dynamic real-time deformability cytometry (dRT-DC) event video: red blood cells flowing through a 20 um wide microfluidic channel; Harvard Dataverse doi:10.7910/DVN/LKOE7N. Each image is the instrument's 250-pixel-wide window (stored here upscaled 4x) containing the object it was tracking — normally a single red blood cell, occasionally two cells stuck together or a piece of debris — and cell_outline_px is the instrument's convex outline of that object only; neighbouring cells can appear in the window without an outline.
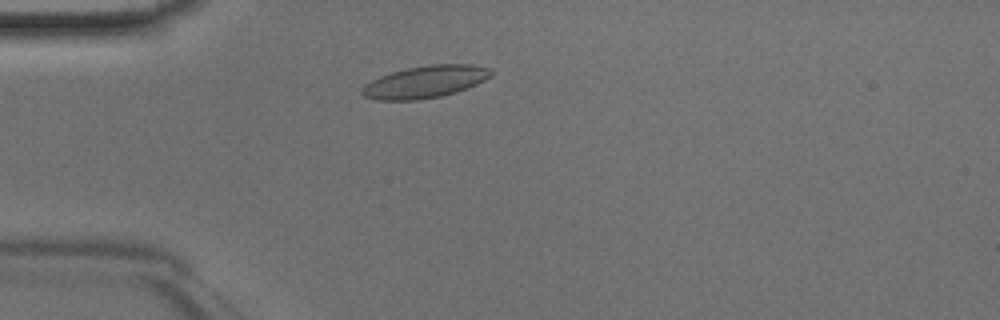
{"species": "Egyptian fruit bat (a non-hibernating species)", "species_latin": "Rousettus aegyptiacus", "temperature_condition": "room temperature", "stored_images_in_passage": 41, "camera_frame_rate_fps": 3000, "um_per_image_px": 0.085, "animal": {"sex": "male"}, "frame": {"image": 1, "passage_image": 7, "time_ms": 2.0, "image_size_px": [1000, 320], "cell_outline_px": [[492, 76], [476, 84], [456, 92], [440, 96], [416, 100], [376, 100], [364, 96], [360, 92], [360, 88], [364, 84], [380, 76], [392, 72], [408, 68], [432, 64], [472, 64], [488, 68], [492, 72]], "centroid_in_image_um": [36.11, 6.96], "position_along_channel_um": 48.9, "area_um2": 24.1}}
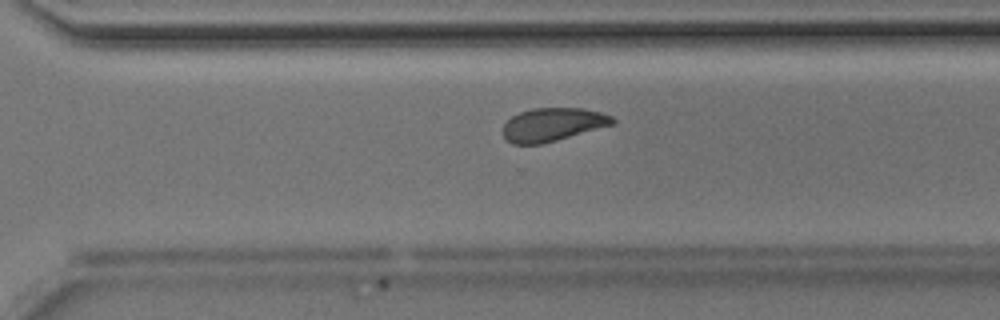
{"frame": {"image": 2, "passage_image": 27, "time_ms": 8.667, "image_size_px": [1000, 320], "cell_outline_px": [[616, 120], [612, 124], [556, 140], [540, 144], [512, 144], [504, 136], [504, 124], [512, 116], [520, 112], [532, 108], [584, 108], [600, 112], [612, 116]], "centroid_in_image_um": [46.96, 10.57], "position_along_channel_um": 323.6, "area_um2": 20.92}}
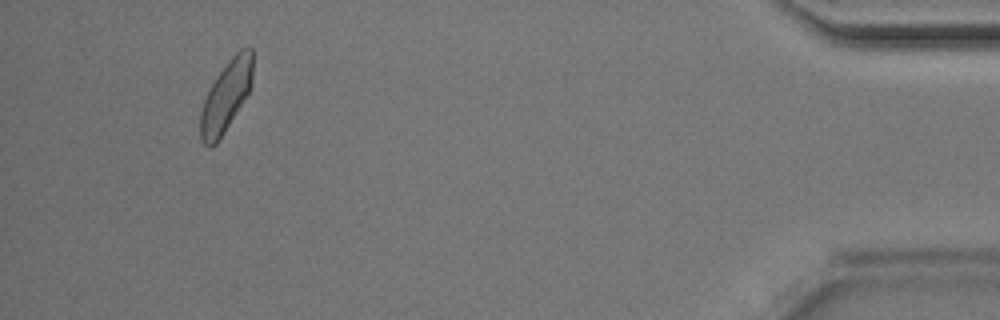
{"frame": {"image": 3, "passage_image": 38, "time_ms": 12.333, "image_size_px": [1000, 320], "cell_outline_px": [[252, 84], [248, 92], [224, 132], [216, 144], [212, 148], [208, 148], [200, 140], [200, 112], [204, 100], [216, 76], [232, 56], [240, 48], [252, 48]], "centroid_in_image_um": [19.19, 8.21], "position_along_channel_um": 416.0, "area_um2": 21.27}}